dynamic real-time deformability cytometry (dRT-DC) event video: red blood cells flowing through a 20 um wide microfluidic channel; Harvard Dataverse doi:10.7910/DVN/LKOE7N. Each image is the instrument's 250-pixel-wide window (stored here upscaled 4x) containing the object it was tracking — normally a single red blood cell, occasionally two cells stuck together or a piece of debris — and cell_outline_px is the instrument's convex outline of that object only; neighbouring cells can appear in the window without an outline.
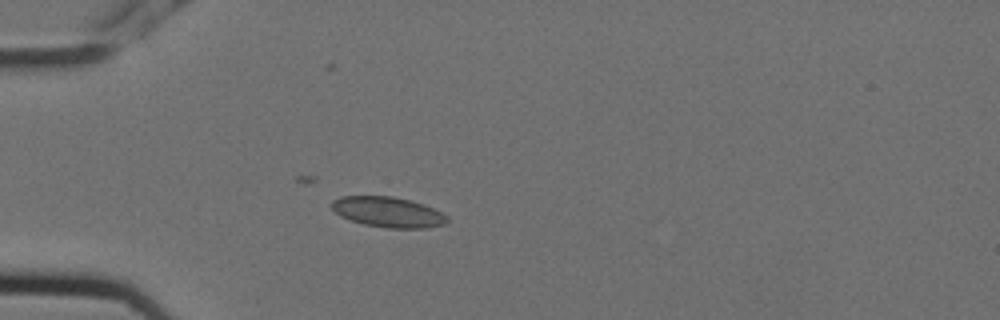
{"species": "Egyptian fruit bat (a non-hibernating species)", "species_latin": "Rousettus aegyptiacus", "temperature_condition": "cold", "stored_images_in_passage": 3, "camera_frame_rate_fps": 3000, "um_per_image_px": 0.085, "animal": {"sex": "female"}, "frame": {"image": 1, "passage_image": 3, "time_ms": 0.667, "image_size_px": [1000, 320], "cell_outline_px": [[448, 220], [444, 224], [424, 228], [388, 228], [364, 224], [340, 216], [332, 208], [332, 200], [340, 196], [392, 196], [424, 204], [448, 216]], "centroid_in_image_um": [32.97, 18.02], "position_along_channel_um": 52.0, "area_um2": 20.23}}